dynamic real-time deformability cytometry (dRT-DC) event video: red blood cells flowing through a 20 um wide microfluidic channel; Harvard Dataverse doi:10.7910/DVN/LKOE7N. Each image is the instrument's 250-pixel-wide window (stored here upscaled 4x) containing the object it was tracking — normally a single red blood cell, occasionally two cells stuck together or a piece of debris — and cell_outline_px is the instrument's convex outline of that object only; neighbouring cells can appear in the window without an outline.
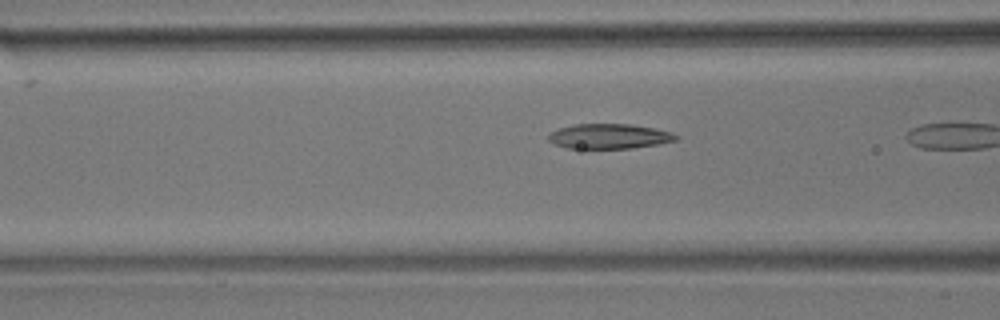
{"species": "common noctule bat (a hibernating species)", "species_latin": "Nyctalus noctula", "temperature_condition": "room temperature", "stored_images_in_passage": 11, "camera_frame_rate_fps": 3000, "um_per_image_px": 0.085, "animal": {"sex": "male", "body_mass_g": 17.9}, "frame": {"image": 1, "passage_image": 10, "time_ms": 3.0, "image_size_px": [1000, 320], "cell_outline_px": [[680, 136], [676, 140], [656, 144], [632, 148], [568, 148], [556, 144], [548, 140], [548, 132], [560, 128], [576, 124], [632, 124], [672, 132]], "centroid_in_image_um": [51.77, 11.58], "position_along_channel_um": 114.8, "area_um2": 18.38}}